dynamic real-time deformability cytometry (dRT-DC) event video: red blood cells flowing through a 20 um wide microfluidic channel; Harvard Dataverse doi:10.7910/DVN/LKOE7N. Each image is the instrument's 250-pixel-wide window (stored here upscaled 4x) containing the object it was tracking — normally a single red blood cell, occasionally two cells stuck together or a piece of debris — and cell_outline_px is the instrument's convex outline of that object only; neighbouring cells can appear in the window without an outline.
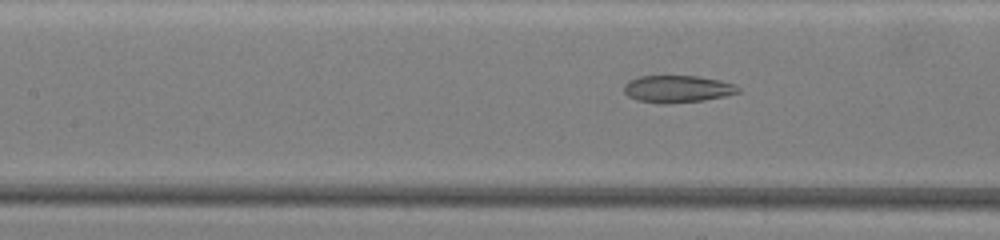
{"species": "common noctule bat (a hibernating species)", "species_latin": "Nyctalus noctula", "temperature_condition": "warm", "stored_images_in_passage": 33, "camera_frame_rate_fps": 3000, "um_per_image_px": 0.085, "animal": {"sex": "female", "body_mass_g": 19.5, "forearm_length_mm": 54.1}, "frame": {"image": 1, "passage_image": 10, "time_ms": 3.0, "image_size_px": [1000, 240], "cell_outline_px": [[740, 92], [724, 96], [704, 100], [664, 104], [656, 104], [636, 100], [628, 96], [624, 92], [624, 84], [628, 80], [640, 76], [696, 76], [720, 80], [736, 84], [740, 88]], "centroid_in_image_um": [57.56, 7.56], "position_along_channel_um": 149.8, "area_um2": 18.26}}
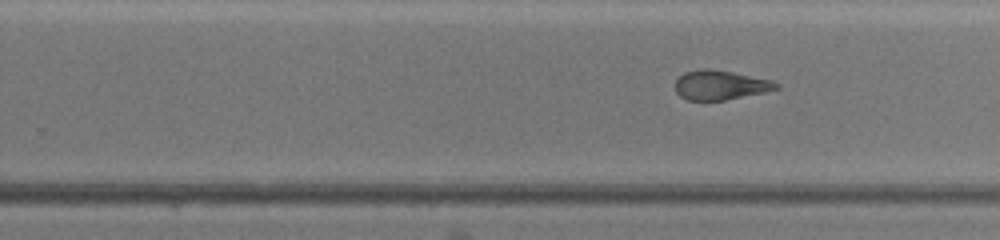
{"frame": {"image": 2, "passage_image": 22, "time_ms": 7.0, "image_size_px": [1000, 240], "cell_outline_px": [[780, 88], [764, 92], [724, 100], [688, 100], [680, 96], [676, 92], [676, 80], [684, 72], [700, 68], [708, 68], [732, 72], [772, 80], [780, 84]], "centroid_in_image_um": [61.23, 7.22], "position_along_channel_um": 268.6, "area_um2": 17.28}}
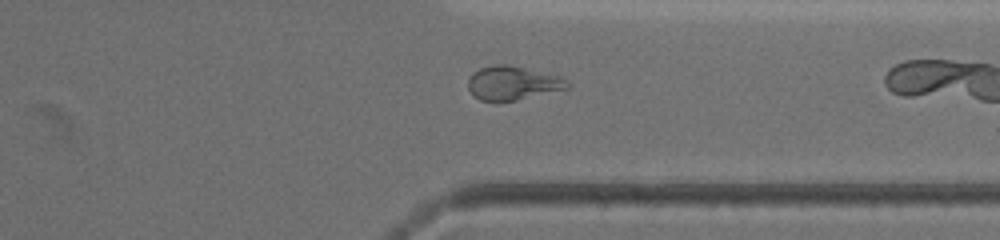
{"frame": {"image": 3, "passage_image": 32, "time_ms": 10.333, "image_size_px": [1000, 240], "cell_outline_px": [[572, 84], [568, 88], [516, 100], [480, 100], [468, 88], [468, 76], [472, 72], [480, 68], [492, 64], [508, 64], [560, 76]], "centroid_in_image_um": [43.57, 7.03], "position_along_channel_um": 367.8, "area_um2": 19.42}}